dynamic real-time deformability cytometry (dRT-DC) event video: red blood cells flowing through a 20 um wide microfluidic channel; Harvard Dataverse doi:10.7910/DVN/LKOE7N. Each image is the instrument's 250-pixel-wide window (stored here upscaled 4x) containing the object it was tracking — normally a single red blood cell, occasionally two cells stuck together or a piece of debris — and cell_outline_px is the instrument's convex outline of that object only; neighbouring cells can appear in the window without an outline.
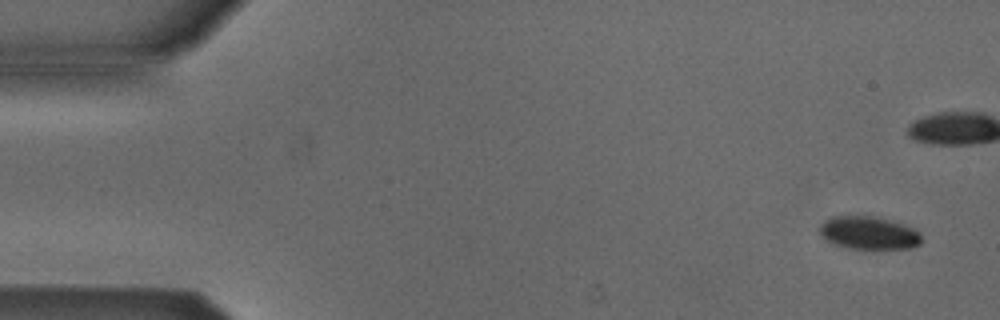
{"species": "Egyptian fruit bat (a non-hibernating species)", "species_latin": "Rousettus aegyptiacus", "temperature_condition": "cold", "stored_images_in_passage": 5, "segment_of_instrument_passage": [2, 2], "camera_frame_rate_fps": 3000, "um_per_image_px": 0.085, "animal": {"sex": "male"}, "frame": {"image": 1, "passage_image": 5, "time_ms": 5.667, "image_size_px": [1000, 320], "cell_outline_px": [[920, 244], [912, 248], [872, 252], [848, 248], [832, 244], [820, 236], [820, 224], [824, 220], [832, 216], [876, 216], [904, 224], [916, 228], [920, 232]], "centroid_in_image_um": [73.86, 19.85], "position_along_channel_um": 11.1, "area_um2": 20.63}}